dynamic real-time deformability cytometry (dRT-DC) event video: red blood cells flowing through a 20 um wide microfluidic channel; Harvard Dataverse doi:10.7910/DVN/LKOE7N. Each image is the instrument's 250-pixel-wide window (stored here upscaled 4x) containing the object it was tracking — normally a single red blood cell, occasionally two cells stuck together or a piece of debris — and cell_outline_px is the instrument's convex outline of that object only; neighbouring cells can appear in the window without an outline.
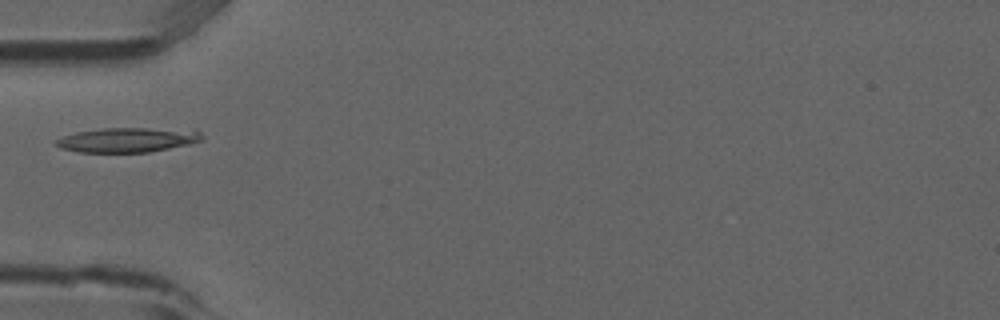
{"species": "common noctule bat (a hibernating species)", "species_latin": "Nyctalus noctula", "temperature_condition": "room temperature", "stored_images_in_passage": 2, "camera_frame_rate_fps": 3000, "um_per_image_px": 0.085, "animal": {"sex": "male", "forearm_length_mm": 52.5}, "frame": {"image": 1, "passage_image": 1, "time_ms": 0.0, "image_size_px": [1000, 320], "cell_outline_px": [[204, 136], [200, 140], [188, 144], [148, 152], [80, 152], [60, 148], [56, 144], [56, 140], [64, 136], [76, 132], [104, 128], [196, 128]], "centroid_in_image_um": [10.92, 11.87], "position_along_channel_um": 74.1, "area_um2": 21.04}}
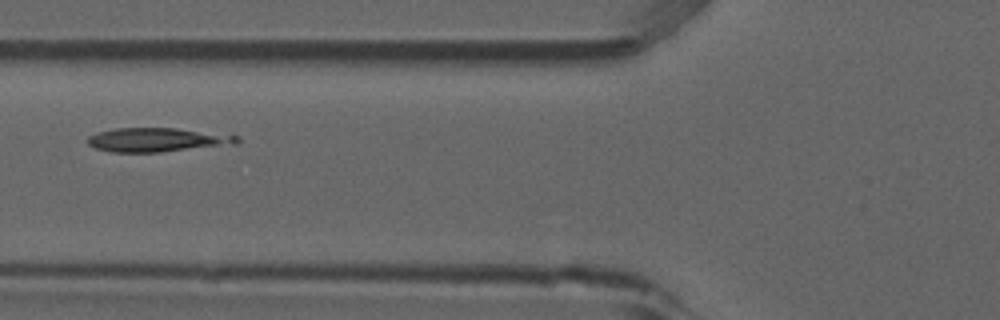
{"frame": {"image": 2, "passage_image": 2, "time_ms": 0.333, "image_size_px": [1000, 320], "cell_outline_px": [[240, 140], [236, 144], [160, 152], [108, 152], [96, 148], [88, 144], [88, 136], [100, 132], [116, 128], [176, 128], [232, 132], [240, 136]], "centroid_in_image_um": [13.53, 11.87], "position_along_channel_um": 112.3, "area_um2": 21.44}}